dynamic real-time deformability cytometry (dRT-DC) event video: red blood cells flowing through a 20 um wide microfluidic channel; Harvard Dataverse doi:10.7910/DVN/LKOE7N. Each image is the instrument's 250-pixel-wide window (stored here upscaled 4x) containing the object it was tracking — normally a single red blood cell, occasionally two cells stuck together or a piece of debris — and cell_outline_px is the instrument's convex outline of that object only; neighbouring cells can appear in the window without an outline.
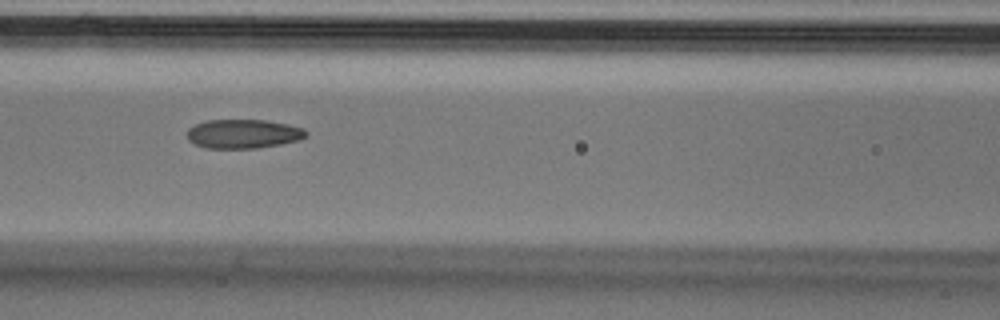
{"species": "Egyptian fruit bat (a non-hibernating species)", "species_latin": "Rousettus aegyptiacus", "temperature_condition": "cold", "stored_images_in_passage": 9, "camera_frame_rate_fps": 3000, "um_per_image_px": 0.085, "animal": {"sex": "male"}, "frame": {"image": 1, "passage_image": 6, "time_ms": 1.667, "image_size_px": [1000, 320], "cell_outline_px": [[308, 136], [300, 140], [280, 144], [256, 148], [204, 148], [188, 140], [188, 128], [204, 120], [264, 120], [288, 124], [304, 128], [308, 132]], "centroid_in_image_um": [20.7, 11.37], "position_along_channel_um": 145.9, "area_um2": 20.23}}
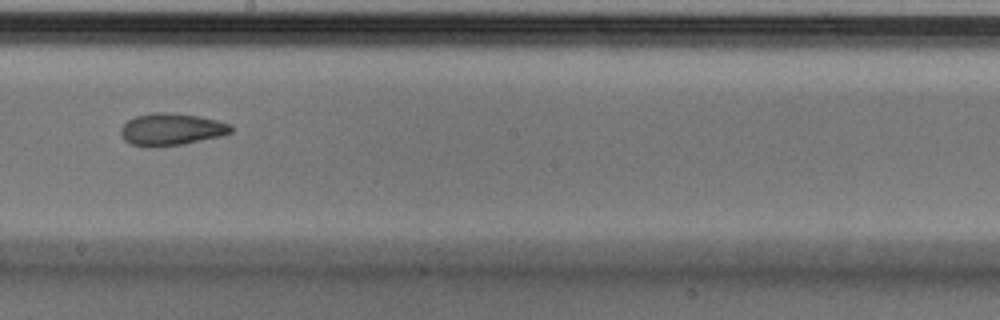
{"frame": {"image": 2, "passage_image": 8, "time_ms": 2.333, "image_size_px": [1000, 320], "cell_outline_px": [[232, 132], [220, 136], [184, 144], [156, 148], [148, 148], [132, 144], [124, 140], [120, 132], [120, 128], [128, 120], [136, 116], [152, 112], [172, 112], [196, 116], [216, 120], [232, 124]], "centroid_in_image_um": [14.54, 11.01], "position_along_channel_um": 233.7, "area_um2": 20.87}}
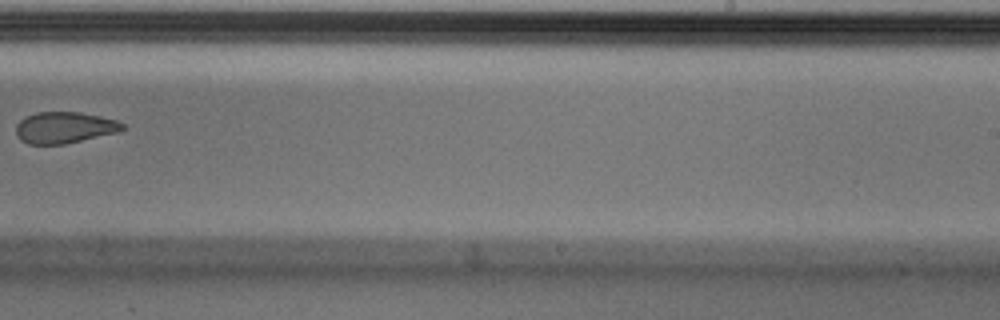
{"frame": {"image": 3, "passage_image": 9, "time_ms": 2.667, "image_size_px": [1000, 320], "cell_outline_px": [[124, 128], [116, 132], [64, 144], [28, 144], [20, 140], [16, 132], [16, 124], [24, 116], [36, 112], [80, 112], [100, 116], [116, 120], [124, 124]], "centroid_in_image_um": [5.42, 10.83], "position_along_channel_um": 283.6, "area_um2": 19.36}}